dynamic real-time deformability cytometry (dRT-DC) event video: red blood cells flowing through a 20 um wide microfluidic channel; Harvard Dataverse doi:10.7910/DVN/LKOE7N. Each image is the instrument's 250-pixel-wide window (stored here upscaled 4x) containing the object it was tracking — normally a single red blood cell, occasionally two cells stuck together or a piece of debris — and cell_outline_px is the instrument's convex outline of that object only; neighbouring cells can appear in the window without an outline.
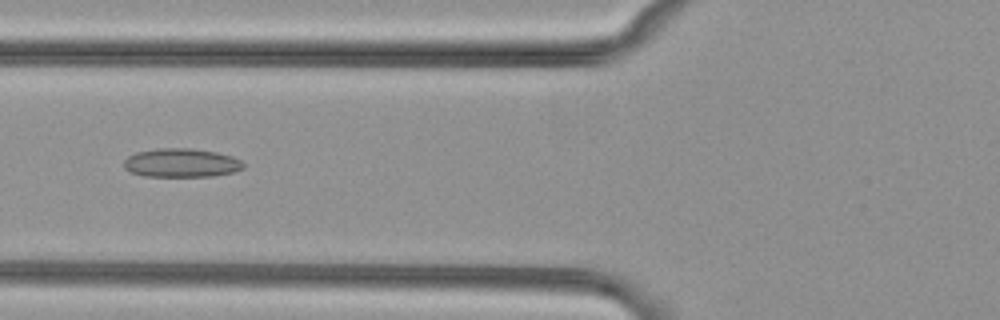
{"species": "common noctule bat (a hibernating species)", "species_latin": "Nyctalus noctula", "temperature_condition": "cold", "stored_images_in_passage": 55, "camera_frame_rate_fps": 3000, "um_per_image_px": 0.085, "animal": {"sex": "female", "body_mass_g": 29.2, "forearm_length_mm": 56.3}, "frame": {"image": 1, "passage_image": 22, "time_ms": 7.0, "image_size_px": [1000, 320], "cell_outline_px": [[244, 168], [232, 172], [212, 176], [144, 176], [132, 172], [124, 168], [124, 160], [128, 156], [136, 152], [156, 148], [192, 148], [216, 152], [232, 156], [240, 160], [244, 164]], "centroid_in_image_um": [15.4, 13.83], "position_along_channel_um": 110.4, "area_um2": 20.0}}
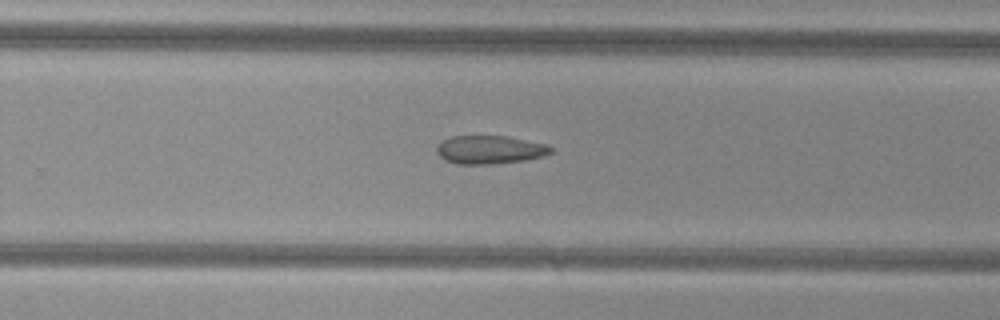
{"frame": {"image": 2, "passage_image": 36, "time_ms": 11.667, "image_size_px": [1000, 320], "cell_outline_px": [[552, 152], [544, 156], [524, 160], [496, 164], [456, 164], [444, 160], [436, 152], [436, 148], [444, 140], [452, 136], [508, 136], [548, 144], [552, 148]], "centroid_in_image_um": [41.66, 12.73], "position_along_channel_um": 288.1, "area_um2": 18.96}}
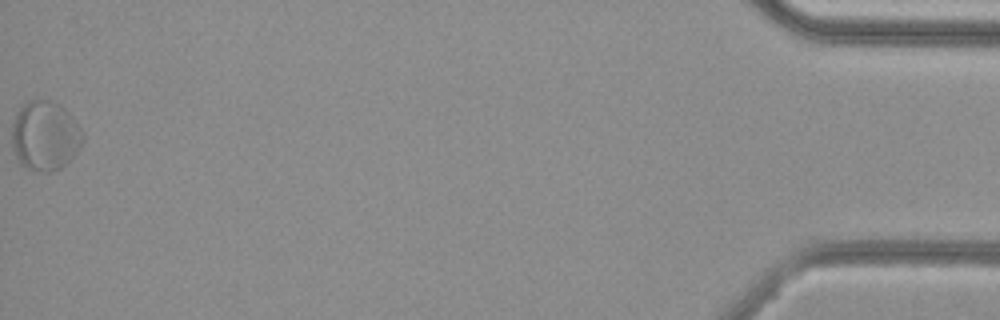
{"frame": {"image": 3, "passage_image": 55, "time_ms": 18.0, "image_size_px": [1000, 320], "cell_outline_px": [[84, 140], [80, 148], [60, 168], [48, 172], [44, 172], [28, 168], [16, 156], [12, 148], [12, 124], [20, 108], [28, 100], [52, 100], [60, 104], [72, 116], [80, 128], [84, 136]], "centroid_in_image_um": [3.84, 11.51], "position_along_channel_um": 431.4, "area_um2": 28.44}, "authors_computed_cell_mechanics": {"area_um2": 22.0218, "velocity_mm_per_s": 3.8153, "shape_relaxation_time_tau1_ms": null, "shape_relaxation_time_tau2_ms": 8.0424, "deformation_change_tau1": null, "deformation_change_tau2": 0.1251}}